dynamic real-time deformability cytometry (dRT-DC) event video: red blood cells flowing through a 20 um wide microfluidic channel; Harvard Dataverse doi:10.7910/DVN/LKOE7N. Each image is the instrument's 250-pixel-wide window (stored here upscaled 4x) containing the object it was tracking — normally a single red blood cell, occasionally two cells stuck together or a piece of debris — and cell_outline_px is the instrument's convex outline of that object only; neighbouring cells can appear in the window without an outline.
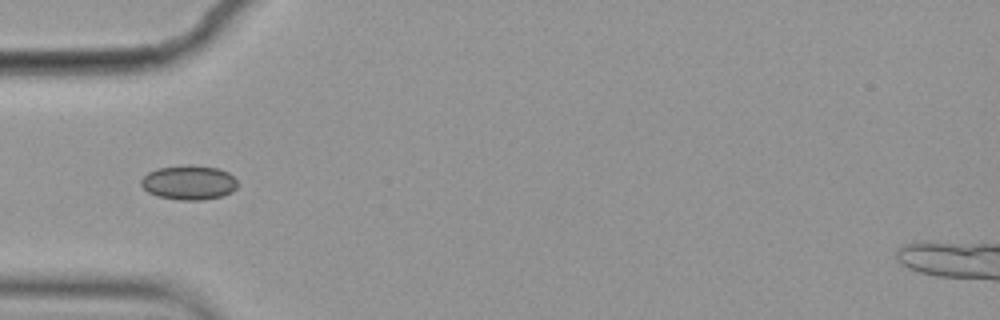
{"species": "common noctule bat (a hibernating species)", "species_latin": "Nyctalus noctula", "temperature_condition": "cold", "stored_images_in_passage": 8, "camera_frame_rate_fps": 3000, "um_per_image_px": 0.085, "animal": {"sex": "female", "body_mass_g": 19.9}, "frame": {"image": 1, "passage_image": 5, "time_ms": 1.333, "image_size_px": [1000, 320], "cell_outline_px": [[236, 188], [232, 192], [220, 196], [200, 200], [180, 200], [156, 196], [148, 192], [140, 184], [140, 180], [148, 172], [160, 168], [188, 164], [216, 168], [228, 172], [236, 180]], "centroid_in_image_um": [16.03, 15.51], "position_along_channel_um": 69.0, "area_um2": 19.25}}
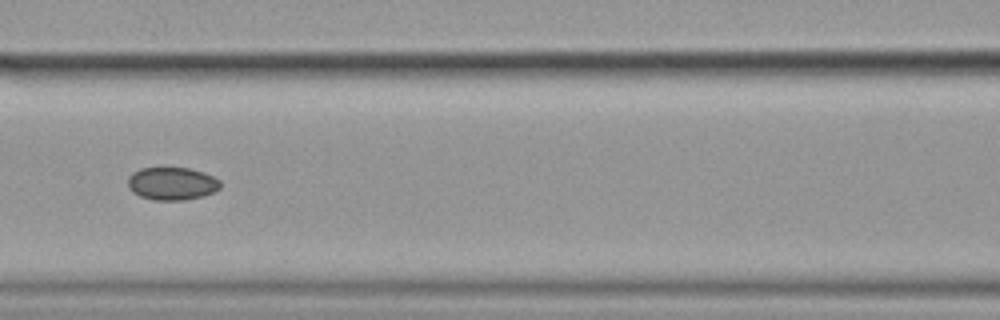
{"frame": {"image": 2, "passage_image": 7, "time_ms": 2.0, "image_size_px": [1000, 320], "cell_outline_px": [[220, 188], [204, 196], [184, 200], [152, 200], [140, 196], [132, 192], [128, 188], [128, 176], [132, 172], [140, 168], [188, 168], [204, 172], [220, 180]], "centroid_in_image_um": [14.59, 15.61], "position_along_channel_um": 152.0, "area_um2": 17.8}}
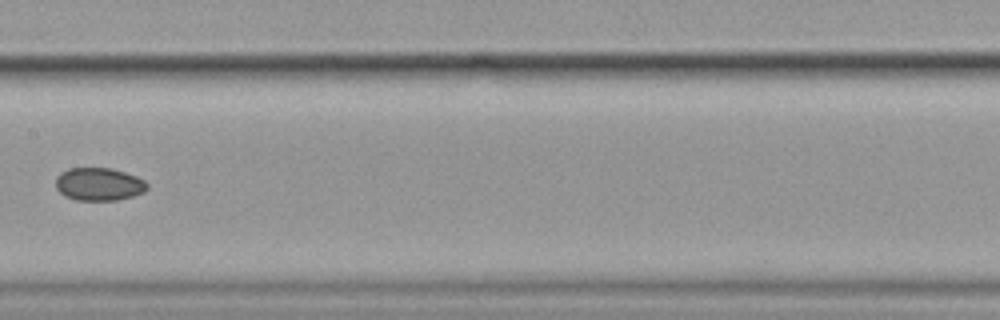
{"frame": {"image": 3, "passage_image": 8, "time_ms": 2.333, "image_size_px": [1000, 320], "cell_outline_px": [[148, 188], [144, 192], [132, 196], [116, 200], [76, 200], [64, 196], [56, 188], [56, 176], [60, 172], [68, 168], [112, 168], [136, 176], [144, 180], [148, 184]], "centroid_in_image_um": [8.39, 15.65], "position_along_channel_um": 199.0, "area_um2": 17.63}}